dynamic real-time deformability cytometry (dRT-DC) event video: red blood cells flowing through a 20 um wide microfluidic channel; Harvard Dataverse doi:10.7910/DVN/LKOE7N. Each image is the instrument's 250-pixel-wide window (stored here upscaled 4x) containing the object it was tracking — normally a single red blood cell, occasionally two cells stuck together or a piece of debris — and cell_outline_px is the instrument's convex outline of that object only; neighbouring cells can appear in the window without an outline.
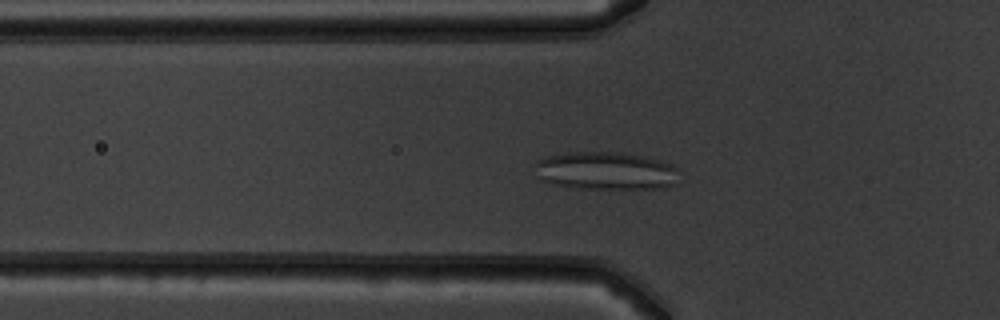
{"species": "common noctule bat (a hibernating species)", "species_latin": "Nyctalus noctula", "temperature_condition": "warm", "stored_images_in_passage": 46, "camera_frame_rate_fps": 3000, "um_per_image_px": 0.085, "animal": {"sex": "male", "body_mass_g": 19.5, "forearm_length_mm": 54.6}, "frame": {"image": 1, "passage_image": 12, "time_ms": 3.667, "image_size_px": [1000, 320], "cell_outline_px": [[676, 168], [672, 184], [656, 188], [580, 188], [552, 184], [540, 180], [536, 176], [532, 164], [536, 160], [548, 156], [568, 152], [620, 152], [644, 156], [660, 160], [672, 164]], "centroid_in_image_um": [51.35, 14.5], "position_along_channel_um": 74.4, "area_um2": 31.73}}
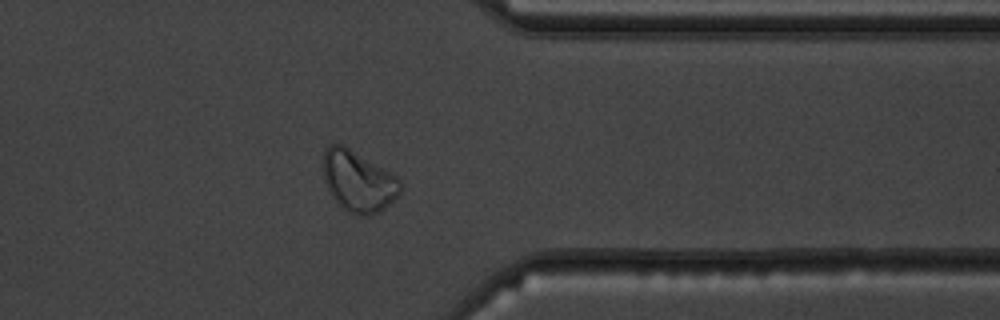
{"frame": {"image": 2, "passage_image": 36, "time_ms": 11.667, "image_size_px": [1000, 320], "cell_outline_px": [[400, 192], [380, 212], [368, 216], [356, 216], [348, 212], [332, 196], [324, 180], [324, 148], [328, 144], [344, 144], [396, 176], [400, 180]], "centroid_in_image_um": [30.43, 15.4], "position_along_channel_um": 381.0, "area_um2": 27.17}}
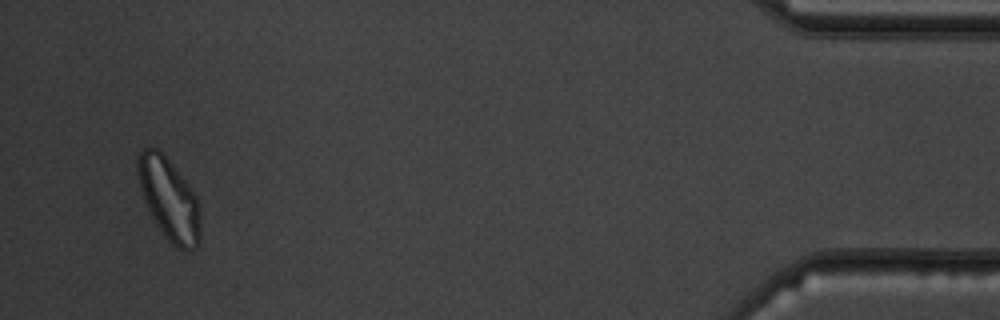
{"frame": {"image": 3, "passage_image": 44, "time_ms": 14.333, "image_size_px": [1000, 320], "cell_outline_px": [[200, 240], [196, 248], [184, 252], [176, 248], [164, 236], [156, 224], [148, 208], [140, 188], [136, 164], [136, 160], [140, 152], [144, 148], [156, 148], [172, 164], [196, 196], [200, 212]], "centroid_in_image_um": [14.38, 16.98], "position_along_channel_um": 420.8, "area_um2": 29.65}, "authors_computed_cell_mechanics": {"area_um2": 27.2527, "velocity_mm_per_s": 3.8955, "shape_relaxation_time_tau1_ms": null, "shape_relaxation_time_tau2_ms": 1.5306, "deformation_change_tau1": null, "deformation_change_tau2": 0.0753}}